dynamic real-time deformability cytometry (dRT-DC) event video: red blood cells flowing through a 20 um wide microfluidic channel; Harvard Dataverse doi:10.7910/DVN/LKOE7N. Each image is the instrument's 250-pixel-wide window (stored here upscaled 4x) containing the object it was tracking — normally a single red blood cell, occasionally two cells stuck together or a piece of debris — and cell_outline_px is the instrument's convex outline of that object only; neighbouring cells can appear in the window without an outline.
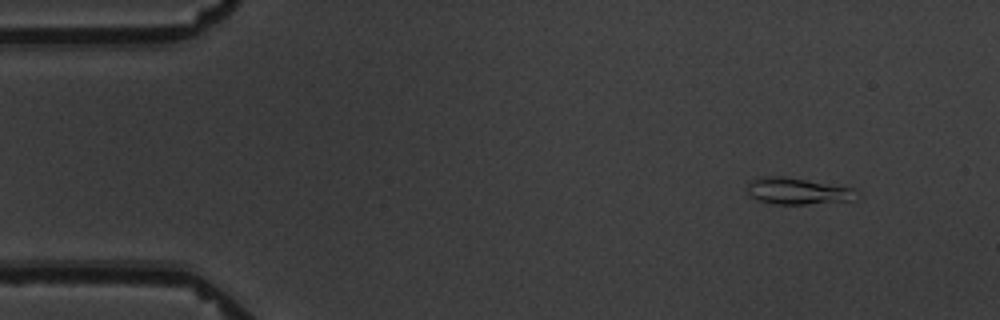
{"species": "common noctule bat (a hibernating species)", "species_latin": "Nyctalus noctula", "temperature_condition": "warm", "stored_images_in_passage": 3, "camera_frame_rate_fps": 3000, "um_per_image_px": 0.085, "animal": {"sex": "male", "body_mass_g": 19.5, "forearm_length_mm": 54.6}, "frame": {"image": 1, "passage_image": 2, "time_ms": 1.333, "image_size_px": [1000, 320], "cell_outline_px": [[860, 196], [852, 200], [808, 204], [776, 204], [756, 200], [748, 192], [748, 184], [752, 180], [768, 176], [784, 176], [856, 188], [860, 192]], "centroid_in_image_um": [67.88, 16.24], "position_along_channel_um": 17.1, "area_um2": 16.99}}